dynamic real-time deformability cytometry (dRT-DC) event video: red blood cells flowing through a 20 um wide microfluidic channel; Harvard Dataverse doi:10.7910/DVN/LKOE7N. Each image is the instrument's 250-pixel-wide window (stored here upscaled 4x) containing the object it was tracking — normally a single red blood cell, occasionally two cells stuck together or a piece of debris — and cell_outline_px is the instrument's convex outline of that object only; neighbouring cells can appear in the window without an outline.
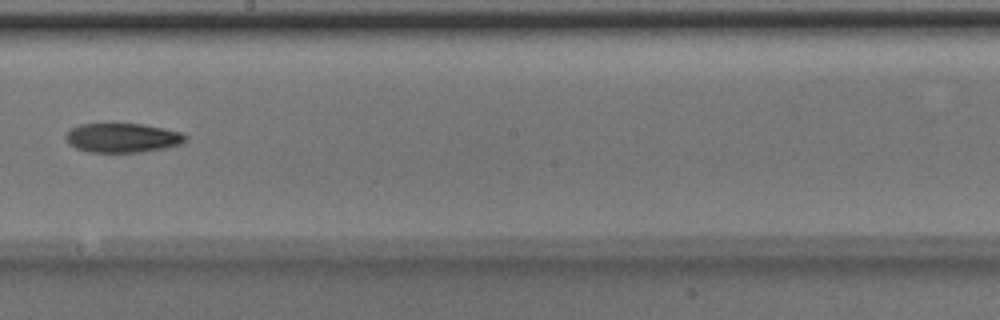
{"species": "Egyptian fruit bat (a non-hibernating species)", "species_latin": "Rousettus aegyptiacus", "temperature_condition": "room temperature", "stored_images_in_passage": 7, "camera_frame_rate_fps": 3000, "um_per_image_px": 0.085, "animal": {"sex": "male"}, "frame": {"image": 1, "passage_image": 7, "time_ms": 2.0, "image_size_px": [1000, 320], "cell_outline_px": [[188, 136], [180, 144], [164, 148], [140, 152], [88, 152], [76, 148], [68, 144], [64, 136], [72, 128], [80, 124], [108, 120], [116, 120], [164, 128], [180, 132]], "centroid_in_image_um": [10.33, 11.66], "position_along_channel_um": 237.9, "area_um2": 21.27}}